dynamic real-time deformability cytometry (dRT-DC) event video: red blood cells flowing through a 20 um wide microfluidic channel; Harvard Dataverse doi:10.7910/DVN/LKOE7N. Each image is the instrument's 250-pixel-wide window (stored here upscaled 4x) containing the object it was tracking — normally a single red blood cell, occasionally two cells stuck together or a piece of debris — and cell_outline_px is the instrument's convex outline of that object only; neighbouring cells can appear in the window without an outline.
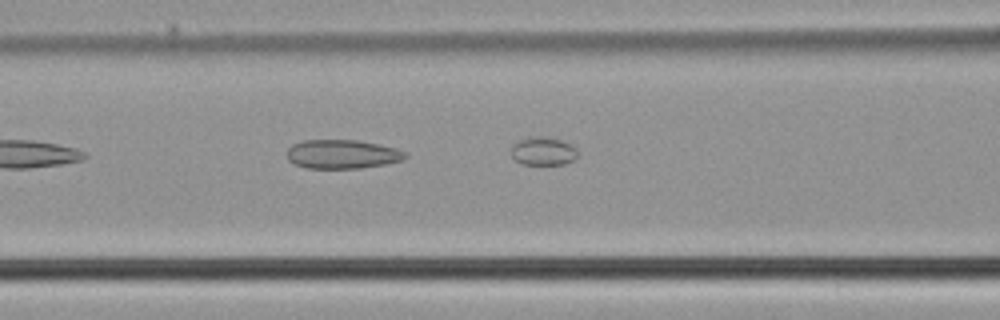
{"species": "common noctule bat (a hibernating species)", "species_latin": "Nyctalus noctula", "temperature_condition": "cold", "stored_images_in_passage": 7, "camera_frame_rate_fps": 3000, "um_per_image_px": 0.085, "animal": {"sex": "male", "body_mass_g": 21.5, "forearm_length_mm": 52.0}, "frame": {"image": 1, "passage_image": 6, "time_ms": 1.667, "image_size_px": [1000, 320], "cell_outline_px": [[408, 156], [404, 160], [384, 164], [360, 168], [308, 168], [296, 164], [288, 160], [288, 148], [292, 144], [304, 140], [356, 140], [396, 148], [408, 152]], "centroid_in_image_um": [29.12, 13.1], "position_along_channel_um": 137.5, "area_um2": 19.88}}